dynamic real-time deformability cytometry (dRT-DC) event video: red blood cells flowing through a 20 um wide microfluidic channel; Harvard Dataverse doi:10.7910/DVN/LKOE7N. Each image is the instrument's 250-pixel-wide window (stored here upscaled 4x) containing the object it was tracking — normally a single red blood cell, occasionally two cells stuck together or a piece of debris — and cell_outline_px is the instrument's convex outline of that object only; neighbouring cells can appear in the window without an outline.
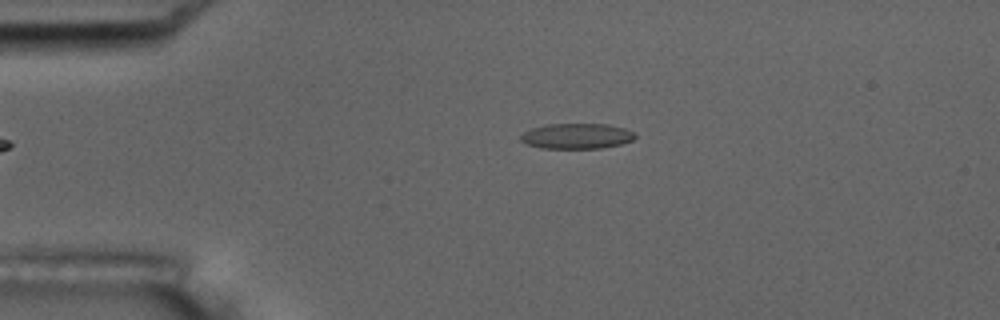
{"species": "common noctule bat (a hibernating species)", "species_latin": "Nyctalus noctula", "temperature_condition": "room temperature", "stored_images_in_passage": 3, "camera_frame_rate_fps": 3000, "um_per_image_px": 0.085, "animal": {"sex": "male", "body_mass_g": 17.5, "forearm_length_mm": 52.3}, "frame": {"image": 1, "passage_image": 3, "time_ms": 2.333, "image_size_px": [1000, 320], "cell_outline_px": [[636, 136], [632, 140], [620, 144], [600, 148], [540, 148], [528, 144], [520, 140], [520, 136], [524, 132], [532, 128], [548, 124], [608, 124], [624, 128], [636, 132]], "centroid_in_image_um": [49.04, 11.56], "position_along_channel_um": 36.0, "area_um2": 16.88}}